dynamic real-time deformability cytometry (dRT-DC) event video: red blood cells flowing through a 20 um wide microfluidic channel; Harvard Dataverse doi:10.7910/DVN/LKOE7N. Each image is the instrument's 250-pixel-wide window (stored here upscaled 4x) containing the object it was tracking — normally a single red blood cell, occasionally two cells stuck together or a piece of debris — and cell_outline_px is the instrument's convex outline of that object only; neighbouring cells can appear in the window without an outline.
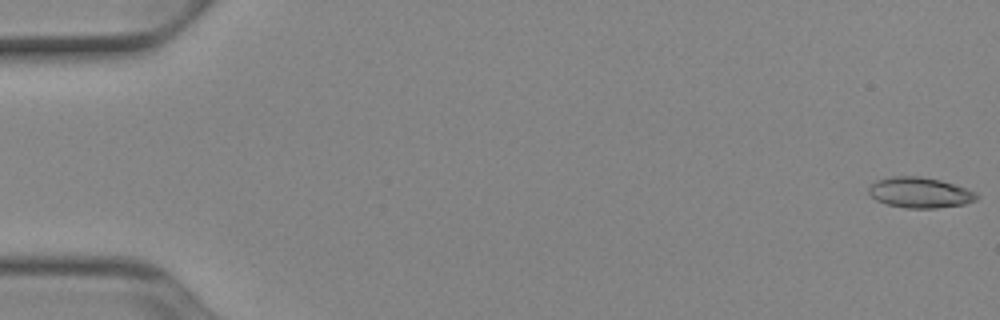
{"species": "Egyptian fruit bat (a non-hibernating species)", "species_latin": "Rousettus aegyptiacus", "temperature_condition": "cold", "stored_images_in_passage": 52, "camera_frame_rate_fps": 3000, "um_per_image_px": 0.085, "animal": {"sex": "female"}, "frame": {"image": 1, "passage_image": 1, "time_ms": 0.0, "image_size_px": [1000, 320], "cell_outline_px": [[980, 196], [976, 200], [964, 204], [936, 208], [904, 208], [888, 204], [876, 200], [868, 192], [868, 188], [876, 180], [892, 176], [920, 176], [940, 180], [976, 192]], "centroid_in_image_um": [78.18, 16.37], "position_along_channel_um": 6.8, "area_um2": 19.13}}
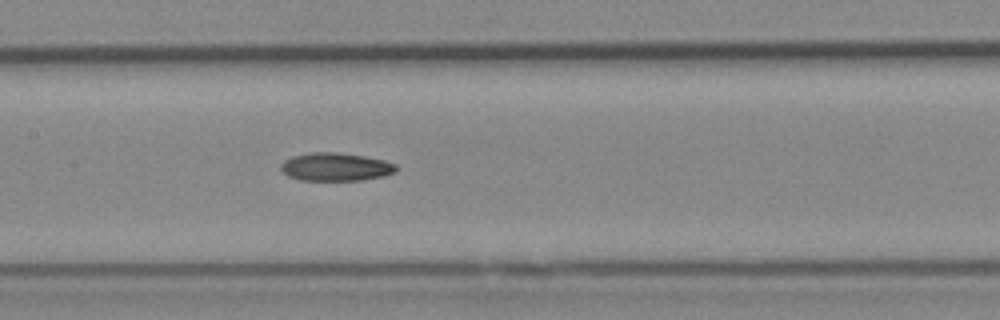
{"frame": {"image": 2, "passage_image": 26, "time_ms": 8.333, "image_size_px": [1000, 320], "cell_outline_px": [[400, 168], [396, 172], [384, 176], [360, 180], [300, 180], [288, 176], [280, 168], [280, 164], [284, 160], [292, 156], [308, 152], [336, 152], [364, 156], [384, 160], [396, 164]], "centroid_in_image_um": [28.54, 14.18], "position_along_channel_um": 178.9, "area_um2": 19.07}}
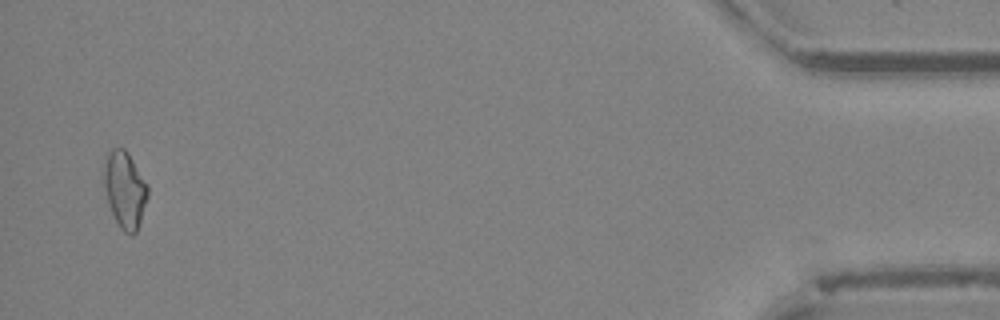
{"frame": {"image": 3, "passage_image": 51, "time_ms": 16.667, "image_size_px": [1000, 320], "cell_outline_px": [[148, 196], [136, 232], [132, 236], [124, 232], [120, 228], [108, 204], [100, 180], [100, 172], [108, 152], [112, 148], [124, 148], [128, 152], [148, 184]], "centroid_in_image_um": [10.55, 16.07], "position_along_channel_um": 424.6, "area_um2": 20.17}, "authors_computed_cell_mechanics": {"area_um2": 18.6405, "velocity_mm_per_s": 3.9211, "shape_relaxation_time_tau1_ms": null, "shape_relaxation_time_tau2_ms": 6.8576, "deformation_change_tau1": null, "deformation_change_tau2": 0.1581}}